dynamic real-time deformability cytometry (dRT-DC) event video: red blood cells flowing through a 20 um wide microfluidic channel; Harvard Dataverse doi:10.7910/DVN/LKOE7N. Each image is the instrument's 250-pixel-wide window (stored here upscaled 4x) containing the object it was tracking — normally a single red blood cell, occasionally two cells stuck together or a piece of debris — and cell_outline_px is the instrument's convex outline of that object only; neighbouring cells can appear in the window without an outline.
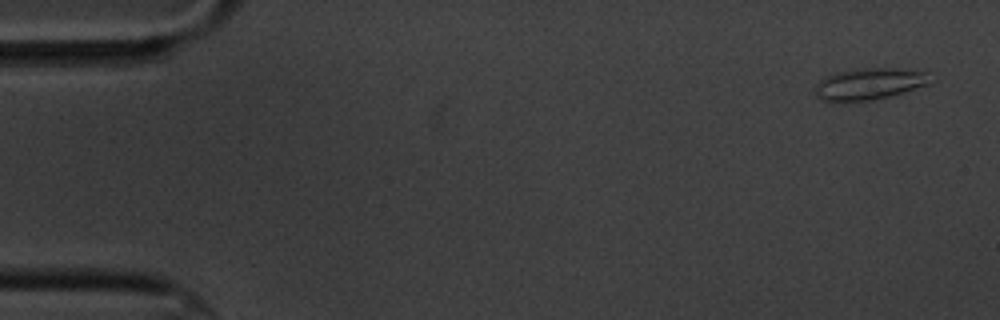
{"species": "common noctule bat (a hibernating species)", "species_latin": "Nyctalus noctula", "temperature_condition": "cold", "stored_images_in_passage": 3, "camera_frame_rate_fps": 3000, "um_per_image_px": 0.085, "animal": {"sex": "male", "body_mass_g": 20.1, "forearm_length_mm": 53.5}, "frame": {"image": 1, "passage_image": 1, "time_ms": 0.0, "image_size_px": [1000, 320], "cell_outline_px": [[936, 80], [932, 84], [876, 100], [832, 104], [820, 100], [812, 92], [816, 84], [820, 80], [836, 72], [860, 68], [896, 68], [928, 72]], "centroid_in_image_um": [73.89, 7.17], "position_along_channel_um": 11.1, "area_um2": 22.31}}